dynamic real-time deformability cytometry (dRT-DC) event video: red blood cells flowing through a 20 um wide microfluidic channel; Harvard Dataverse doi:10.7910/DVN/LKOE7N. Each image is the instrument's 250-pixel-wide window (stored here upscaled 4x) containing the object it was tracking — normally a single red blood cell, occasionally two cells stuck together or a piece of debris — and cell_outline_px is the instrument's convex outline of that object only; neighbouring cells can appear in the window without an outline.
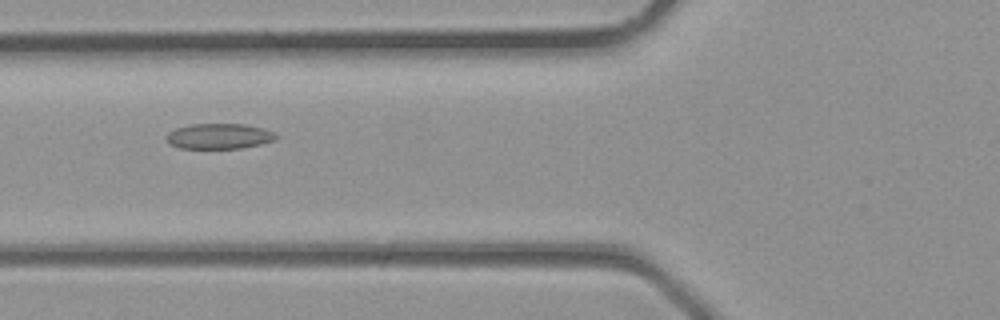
{"species": "common noctule bat (a hibernating species)", "species_latin": "Nyctalus noctula", "temperature_condition": "room temperature", "stored_images_in_passage": 4, "camera_frame_rate_fps": 3000, "um_per_image_px": 0.085, "animal": {"sex": "male", "body_mass_g": 23.1, "forearm_length_mm": 52.7}, "frame": {"image": 1, "passage_image": 4, "time_ms": 1.0, "image_size_px": [1000, 320], "cell_outline_px": [[280, 136], [276, 140], [260, 144], [240, 148], [180, 148], [172, 144], [164, 136], [168, 132], [176, 128], [192, 124], [244, 124], [260, 128], [272, 132]], "centroid_in_image_um": [18.63, 11.57], "position_along_channel_um": 107.2, "area_um2": 16.07}}